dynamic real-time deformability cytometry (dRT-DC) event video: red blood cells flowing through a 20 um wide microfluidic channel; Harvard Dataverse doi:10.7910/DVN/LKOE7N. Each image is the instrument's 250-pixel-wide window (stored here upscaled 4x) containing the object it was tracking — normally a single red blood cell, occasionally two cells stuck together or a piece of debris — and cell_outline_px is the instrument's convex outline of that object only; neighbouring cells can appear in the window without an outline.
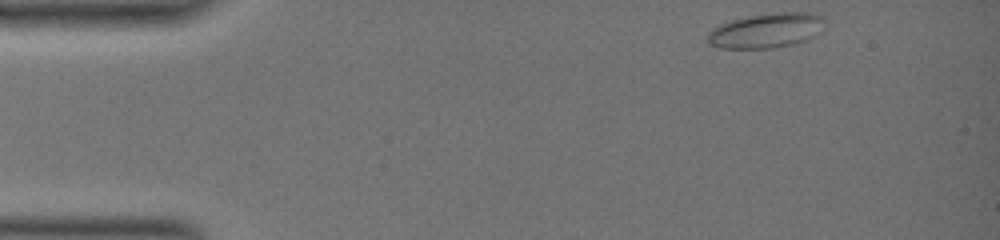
{"species": "common noctule bat (a hibernating species)", "species_latin": "Nyctalus noctula", "temperature_condition": "warm", "stored_images_in_passage": 49, "camera_frame_rate_fps": 3000, "um_per_image_px": 0.085, "animal": {"sex": "female", "body_mass_g": 19.0, "forearm_length_mm": 51.5}, "frame": {"image": 1, "passage_image": 1, "time_ms": 0.0, "image_size_px": [1000, 240], "cell_outline_px": [[828, 28], [808, 40], [792, 44], [772, 48], [720, 48], [708, 44], [708, 32], [712, 28], [720, 24], [732, 20], [748, 16], [780, 12], [812, 12], [824, 16], [828, 24]], "centroid_in_image_um": [65.24, 2.58], "position_along_channel_um": 19.8, "area_um2": 24.28}}
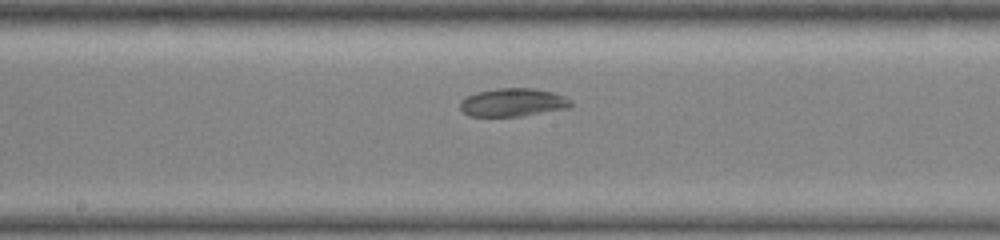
{"frame": {"image": 2, "passage_image": 26, "time_ms": 8.333, "image_size_px": [1000, 240], "cell_outline_px": [[572, 104], [568, 108], [520, 116], [468, 116], [460, 108], [460, 100], [464, 96], [476, 92], [496, 88], [536, 88], [552, 92], [564, 96], [572, 100]], "centroid_in_image_um": [43.57, 8.69], "position_along_channel_um": 204.6, "area_um2": 18.32}}
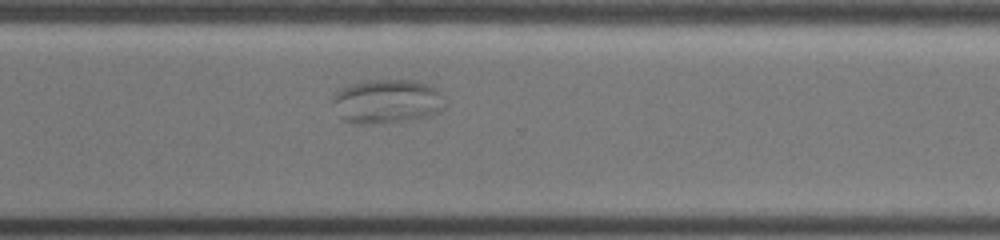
{"frame": {"image": 3, "passage_image": 38, "time_ms": 12.333, "image_size_px": [1000, 240], "cell_outline_px": [[444, 108], [436, 112], [424, 116], [408, 120], [372, 124], [368, 124], [344, 120], [340, 116], [332, 104], [332, 96], [340, 88], [348, 84], [364, 80], [416, 80], [428, 84], [436, 88], [444, 96]], "centroid_in_image_um": [32.87, 8.58], "position_along_channel_um": 337.7, "area_um2": 28.9}}